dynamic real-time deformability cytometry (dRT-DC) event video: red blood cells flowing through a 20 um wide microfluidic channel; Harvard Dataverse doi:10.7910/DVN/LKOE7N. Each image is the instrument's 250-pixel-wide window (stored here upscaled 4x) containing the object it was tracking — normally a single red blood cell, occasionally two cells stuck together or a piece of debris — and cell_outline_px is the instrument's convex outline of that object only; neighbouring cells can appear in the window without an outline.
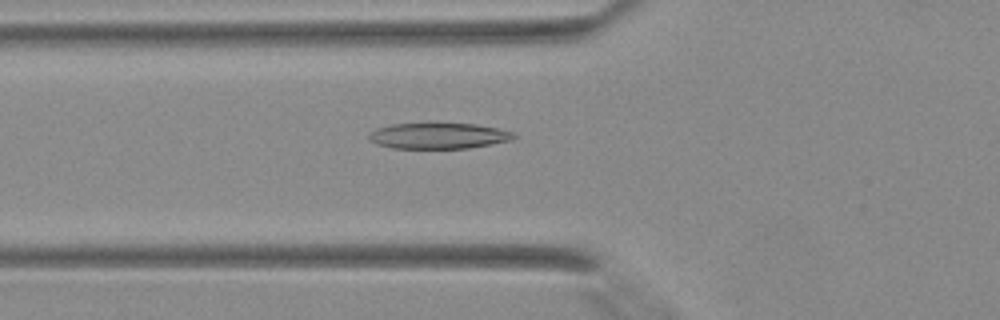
{"species": "Egyptian fruit bat (a non-hibernating species)", "species_latin": "Rousettus aegyptiacus", "temperature_condition": "warm", "stored_images_in_passage": 40, "camera_frame_rate_fps": 3000, "um_per_image_px": 0.085, "animal": {"sex": "female"}, "frame": {"image": 1, "passage_image": 16, "time_ms": 5.0, "image_size_px": [1000, 320], "cell_outline_px": [[516, 136], [512, 140], [468, 148], [392, 148], [376, 144], [368, 136], [376, 128], [392, 124], [476, 124], [516, 132]], "centroid_in_image_um": [37.3, 11.55], "position_along_channel_um": 88.5, "area_um2": 21.56}}
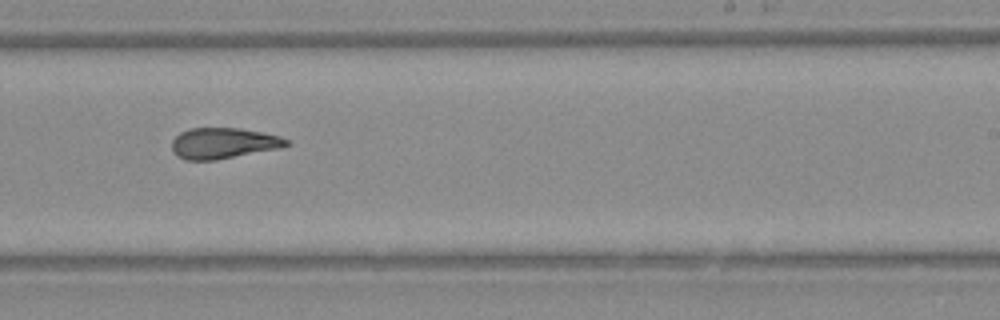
{"frame": {"image": 2, "passage_image": 27, "time_ms": 8.667, "image_size_px": [1000, 320], "cell_outline_px": [[288, 144], [280, 148], [216, 160], [184, 160], [176, 156], [172, 148], [172, 140], [180, 132], [192, 128], [240, 128], [280, 136], [288, 140]], "centroid_in_image_um": [18.95, 12.18], "position_along_channel_um": 270.1, "area_um2": 20.52}}
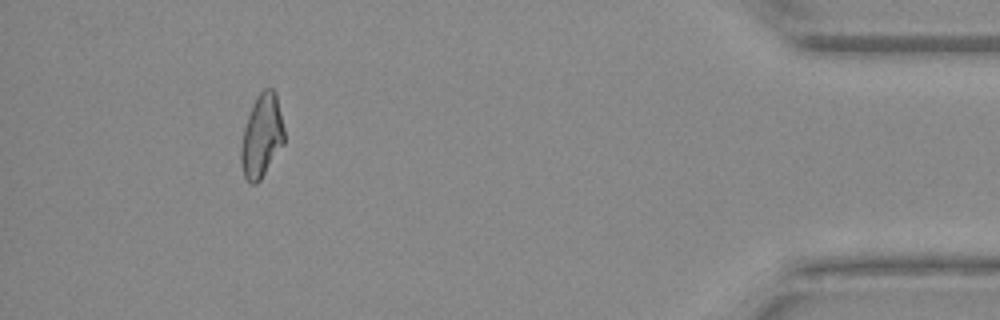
{"frame": {"image": 3, "passage_image": 39, "time_ms": 12.667, "image_size_px": [1000, 320], "cell_outline_px": [[284, 144], [260, 180], [256, 184], [248, 184], [244, 176], [240, 160], [240, 148], [244, 128], [252, 104], [256, 96], [264, 88], [272, 88], [276, 92], [284, 128]], "centroid_in_image_um": [22.24, 11.56], "position_along_channel_um": 413.0, "area_um2": 21.1}}